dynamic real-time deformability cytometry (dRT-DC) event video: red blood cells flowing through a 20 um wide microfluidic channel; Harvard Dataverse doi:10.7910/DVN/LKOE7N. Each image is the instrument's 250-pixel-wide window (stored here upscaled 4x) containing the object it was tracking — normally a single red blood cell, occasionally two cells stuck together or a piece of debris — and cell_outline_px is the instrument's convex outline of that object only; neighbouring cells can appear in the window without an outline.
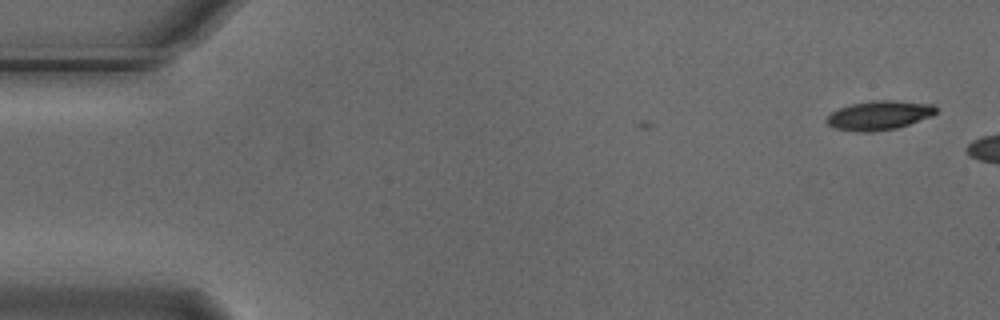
{"species": "Egyptian fruit bat (a non-hibernating species)", "species_latin": "Rousettus aegyptiacus", "temperature_condition": "cold", "stored_images_in_passage": 6, "segment_of_instrument_passage": [2, 2], "camera_frame_rate_fps": 3000, "um_per_image_px": 0.085, "animal": {"sex": "male"}, "frame": {"image": 1, "passage_image": 6, "time_ms": 1.667, "image_size_px": [1000, 320], "cell_outline_px": [[936, 112], [932, 116], [896, 128], [872, 132], [856, 132], [832, 128], [828, 124], [828, 116], [832, 112], [840, 108], [852, 104], [872, 100], [888, 100], [932, 104], [936, 108]], "centroid_in_image_um": [74.71, 9.81], "position_along_channel_um": 10.3, "area_um2": 18.38}}